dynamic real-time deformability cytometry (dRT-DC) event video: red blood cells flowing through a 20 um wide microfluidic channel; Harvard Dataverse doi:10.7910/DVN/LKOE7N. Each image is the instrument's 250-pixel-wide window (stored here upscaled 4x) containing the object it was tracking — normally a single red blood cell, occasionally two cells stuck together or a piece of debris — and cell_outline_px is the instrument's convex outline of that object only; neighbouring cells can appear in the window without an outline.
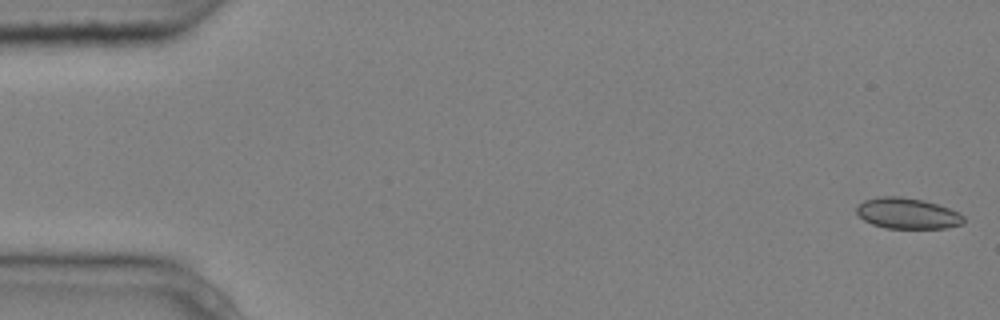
{"species": "common noctule bat (a hibernating species)", "species_latin": "Nyctalus noctula", "temperature_condition": "cold", "stored_images_in_passage": 5, "camera_frame_rate_fps": 3000, "um_per_image_px": 0.085, "animal": {"sex": "male", "body_mass_g": 20.4}, "frame": {"image": 1, "passage_image": 1, "time_ms": 0.0, "image_size_px": [1000, 320], "cell_outline_px": [[964, 224], [944, 228], [884, 228], [872, 224], [864, 220], [856, 212], [856, 208], [864, 200], [880, 196], [900, 196], [924, 200], [948, 208], [964, 216]], "centroid_in_image_um": [77.12, 18.14], "position_along_channel_um": 7.9, "area_um2": 19.19}}
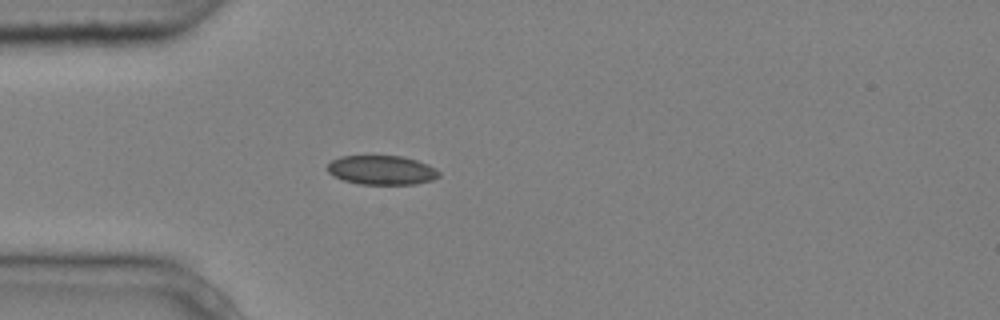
{"frame": {"image": 2, "passage_image": 5, "time_ms": 1.333, "image_size_px": [1000, 320], "cell_outline_px": [[440, 176], [432, 180], [416, 184], [360, 184], [344, 180], [328, 172], [328, 164], [332, 160], [340, 156], [404, 156], [428, 164], [436, 168], [440, 172]], "centroid_in_image_um": [32.49, 14.45], "position_along_channel_um": 52.5, "area_um2": 18.96}}